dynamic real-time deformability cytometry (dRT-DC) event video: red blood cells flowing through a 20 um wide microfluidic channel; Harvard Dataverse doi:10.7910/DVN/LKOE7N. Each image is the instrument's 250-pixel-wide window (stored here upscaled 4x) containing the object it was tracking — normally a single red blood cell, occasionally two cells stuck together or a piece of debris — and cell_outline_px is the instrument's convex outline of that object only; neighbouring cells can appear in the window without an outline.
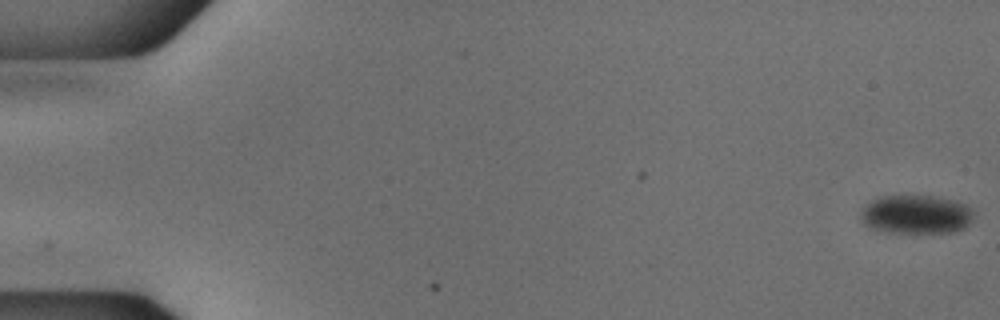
{"species": "common noctule bat (a hibernating species)", "species_latin": "Nyctalus noctula", "temperature_condition": "cold", "stored_images_in_passage": 54, "camera_frame_rate_fps": 3000, "um_per_image_px": 0.085, "animal": {"sex": "male", "body_mass_g": 18.8}, "frame": {"image": 1, "passage_image": 1, "time_ms": 0.0, "image_size_px": [1000, 320], "cell_outline_px": [[976, 212], [972, 220], [964, 228], [956, 232], [888, 232], [872, 228], [864, 224], [860, 216], [860, 212], [872, 200], [880, 196], [932, 196], [964, 204]], "centroid_in_image_um": [77.88, 18.23], "position_along_channel_um": 7.1, "area_um2": 25.26}}
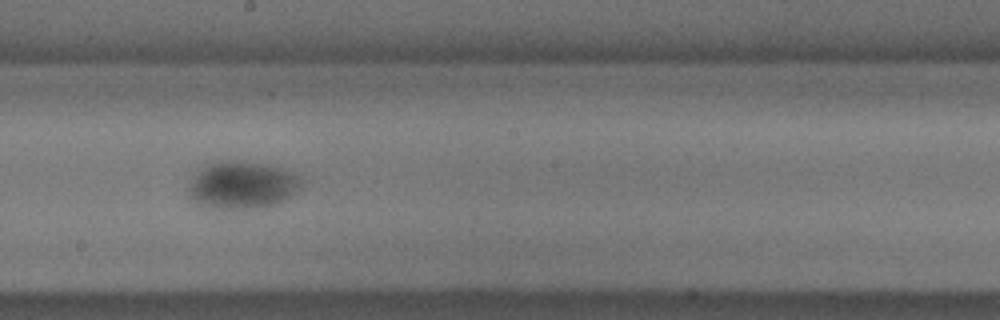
{"frame": {"image": 2, "passage_image": 31, "time_ms": 10.0, "image_size_px": [1000, 320], "cell_outline_px": [[300, 188], [296, 192], [280, 204], [264, 208], [212, 208], [196, 204], [188, 196], [188, 184], [196, 168], [220, 160], [240, 160], [264, 164], [296, 172], [300, 176]], "centroid_in_image_um": [20.54, 15.72], "position_along_channel_um": 227.7, "area_um2": 32.02}}
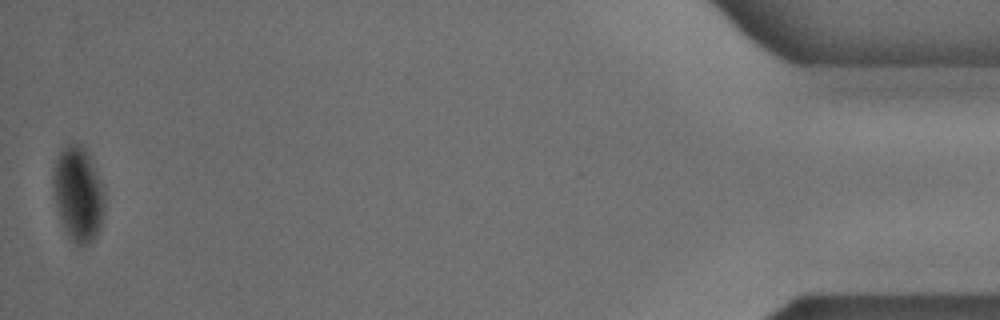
{"frame": {"image": 3, "passage_image": 54, "time_ms": 17.667, "image_size_px": [1000, 320], "cell_outline_px": [[104, 216], [100, 228], [96, 236], [88, 244], [80, 248], [72, 240], [60, 216], [56, 204], [52, 184], [52, 176], [56, 160], [60, 148], [68, 144], [84, 144], [88, 152], [104, 188]], "centroid_in_image_um": [6.67, 16.45], "position_along_channel_um": 428.5, "area_um2": 28.44}}